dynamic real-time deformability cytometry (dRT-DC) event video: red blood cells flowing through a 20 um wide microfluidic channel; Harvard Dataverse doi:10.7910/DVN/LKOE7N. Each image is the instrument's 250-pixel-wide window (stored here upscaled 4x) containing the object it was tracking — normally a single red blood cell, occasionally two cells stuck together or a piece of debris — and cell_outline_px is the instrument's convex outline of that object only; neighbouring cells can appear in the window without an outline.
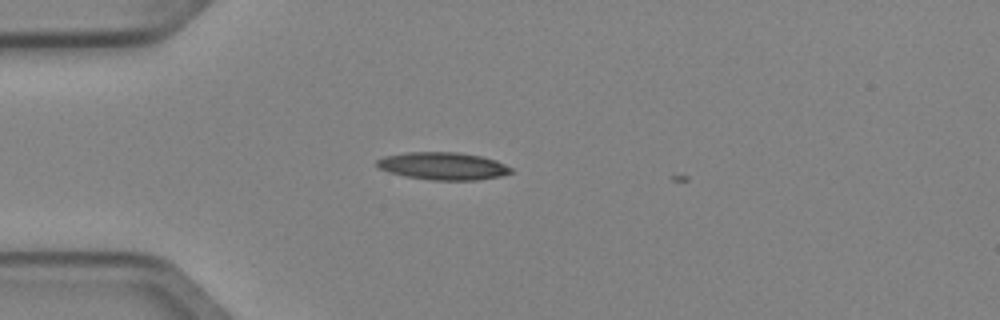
{"species": "Egyptian fruit bat (a non-hibernating species)", "species_latin": "Rousettus aegyptiacus", "temperature_condition": "cold", "stored_images_in_passage": 4, "camera_frame_rate_fps": 3000, "um_per_image_px": 0.085, "animal": {"sex": "female"}, "frame": {"image": 1, "passage_image": 3, "time_ms": 0.667, "image_size_px": [1000, 320], "cell_outline_px": [[512, 172], [500, 176], [476, 180], [432, 180], [404, 176], [388, 172], [380, 168], [376, 164], [376, 160], [384, 156], [408, 152], [456, 152], [480, 156], [496, 160], [512, 168]], "centroid_in_image_um": [37.64, 14.11], "position_along_channel_um": 47.4, "area_um2": 21.44}}